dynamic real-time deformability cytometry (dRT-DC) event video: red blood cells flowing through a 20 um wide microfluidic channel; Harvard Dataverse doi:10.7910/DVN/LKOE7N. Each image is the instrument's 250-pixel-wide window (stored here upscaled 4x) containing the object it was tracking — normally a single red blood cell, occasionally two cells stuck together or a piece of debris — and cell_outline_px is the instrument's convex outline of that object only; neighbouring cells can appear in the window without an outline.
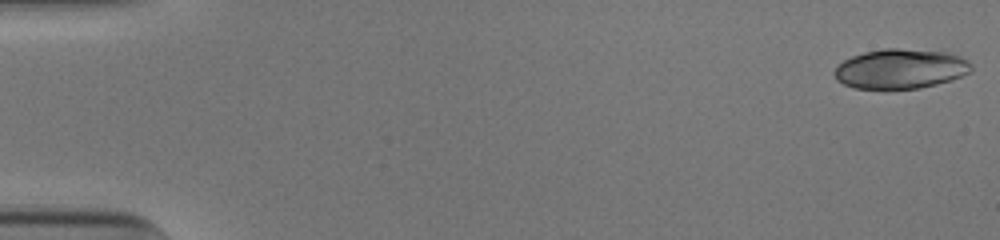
{"species": "human", "species_latin": "Homo sapiens", "temperature_condition": "cold", "stored_images_in_passage": 52, "camera_frame_rate_fps": 3000, "um_per_image_px": 0.085, "donor": {"sex": "male"}, "frame": {"image": 1, "passage_image": 1, "time_ms": 0.0, "image_size_px": [1000, 240], "cell_outline_px": [[972, 72], [952, 80], [920, 88], [884, 92], [856, 88], [844, 84], [836, 80], [832, 72], [836, 64], [852, 56], [864, 52], [884, 48], [896, 48], [944, 52], [960, 56], [968, 60], [972, 64]], "centroid_in_image_um": [76.5, 5.89], "position_along_channel_um": 8.5, "area_um2": 32.71}}
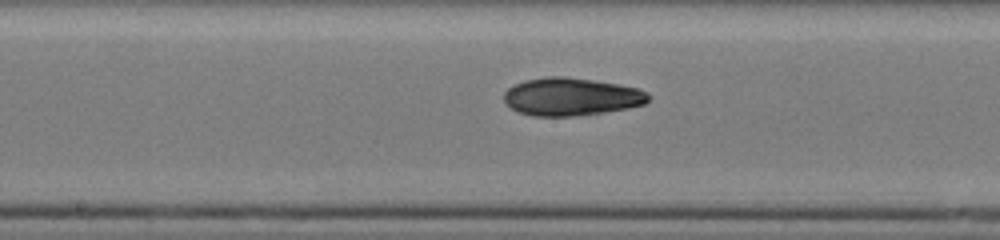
{"frame": {"image": 2, "passage_image": 28, "time_ms": 9.0, "image_size_px": [1000, 240], "cell_outline_px": [[648, 100], [644, 104], [628, 108], [604, 112], [576, 116], [532, 116], [516, 112], [504, 100], [504, 92], [508, 88], [524, 80], [548, 76], [564, 76], [596, 80], [620, 84], [640, 88], [648, 92]], "centroid_in_image_um": [48.56, 8.21], "position_along_channel_um": 199.6, "area_um2": 32.08}}
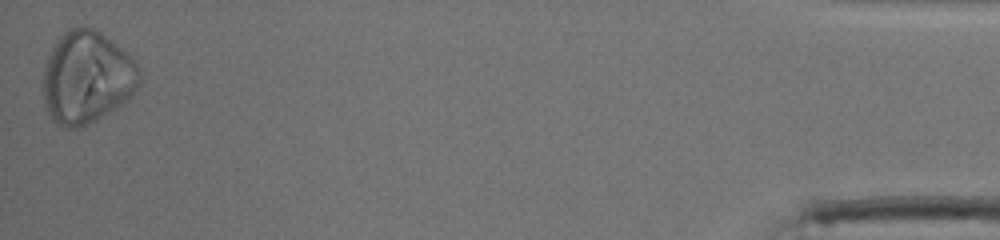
{"frame": {"image": 3, "passage_image": 52, "time_ms": 17.0, "image_size_px": [1000, 240], "cell_outline_px": [[140, 84], [132, 96], [128, 100], [116, 108], [96, 120], [88, 124], [76, 128], [64, 128], [56, 124], [52, 120], [44, 104], [40, 88], [44, 68], [48, 52], [60, 36], [64, 32], [72, 28], [92, 28], [100, 32], [132, 56], [140, 68]], "centroid_in_image_um": [7.36, 6.61], "position_along_channel_um": 427.8, "area_um2": 52.6}, "authors_computed_cell_mechanics": {"area_um2": 31.7322, "velocity_mm_per_s": 3.9375, "shape_relaxation_time_tau1_ms": 2.1993, "shape_relaxation_time_tau2_ms": 10.1513, "deformation_change_tau1": 0.0833, "deformation_change_tau2": 0.1806}}